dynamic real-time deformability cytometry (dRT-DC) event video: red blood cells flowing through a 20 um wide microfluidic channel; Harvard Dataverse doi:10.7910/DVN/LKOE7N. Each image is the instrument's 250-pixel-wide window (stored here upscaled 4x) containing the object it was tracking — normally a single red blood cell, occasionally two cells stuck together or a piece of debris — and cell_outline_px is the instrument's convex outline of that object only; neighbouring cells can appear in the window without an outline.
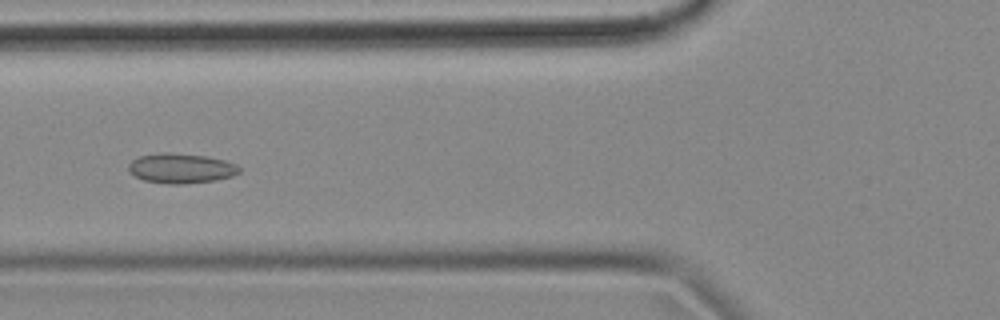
{"species": "common noctule bat (a hibernating species)", "species_latin": "Nyctalus noctula", "temperature_condition": "cold", "stored_images_in_passage": 55, "camera_frame_rate_fps": 3000, "um_per_image_px": 0.085, "animal": {"sex": "female", "body_mass_g": 18.4}, "frame": {"image": 1, "passage_image": 20, "time_ms": 6.333, "image_size_px": [1000, 320], "cell_outline_px": [[240, 172], [232, 176], [216, 180], [184, 184], [168, 184], [144, 180], [136, 176], [128, 168], [128, 164], [132, 160], [140, 156], [164, 152], [204, 156], [224, 160], [236, 164], [240, 168]], "centroid_in_image_um": [15.4, 14.31], "position_along_channel_um": 110.4, "area_um2": 19.07}}
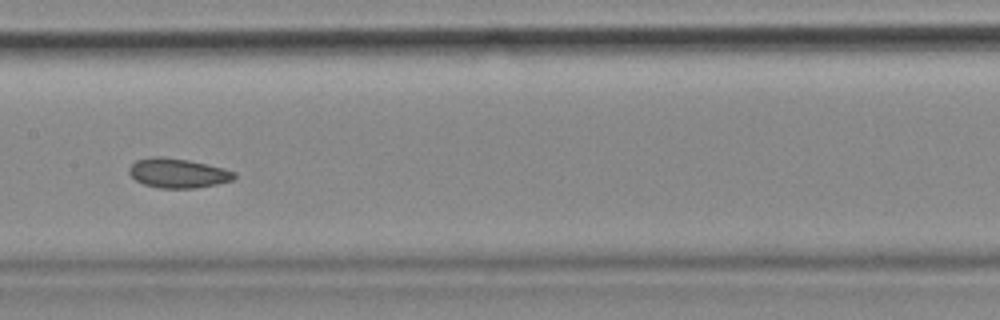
{"frame": {"image": 2, "passage_image": 27, "time_ms": 8.667, "image_size_px": [1000, 320], "cell_outline_px": [[236, 176], [232, 180], [216, 184], [196, 188], [160, 188], [144, 184], [136, 180], [128, 172], [128, 168], [136, 160], [148, 156], [160, 156], [188, 160], [224, 168], [236, 172]], "centroid_in_image_um": [15.1, 14.7], "position_along_channel_um": 192.3, "area_um2": 18.09}}
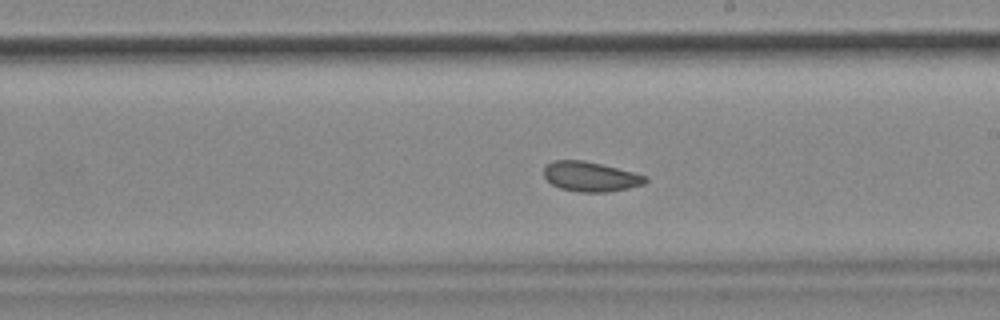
{"frame": {"image": 3, "passage_image": 31, "time_ms": 10.0, "image_size_px": [1000, 320], "cell_outline_px": [[648, 180], [644, 184], [628, 188], [608, 192], [580, 192], [560, 188], [552, 184], [544, 176], [544, 168], [552, 160], [584, 160], [648, 176]], "centroid_in_image_um": [50.19, 15.01], "position_along_channel_um": 238.8, "area_um2": 17.51}, "authors_computed_cell_mechanics": {"area_um2": 18.5538, "velocity_mm_per_s": 3.5079, "shape_relaxation_time_tau1_ms": null, "shape_relaxation_time_tau2_ms": 3.129, "deformation_change_tau1": null, "deformation_change_tau2": 0.0783}}